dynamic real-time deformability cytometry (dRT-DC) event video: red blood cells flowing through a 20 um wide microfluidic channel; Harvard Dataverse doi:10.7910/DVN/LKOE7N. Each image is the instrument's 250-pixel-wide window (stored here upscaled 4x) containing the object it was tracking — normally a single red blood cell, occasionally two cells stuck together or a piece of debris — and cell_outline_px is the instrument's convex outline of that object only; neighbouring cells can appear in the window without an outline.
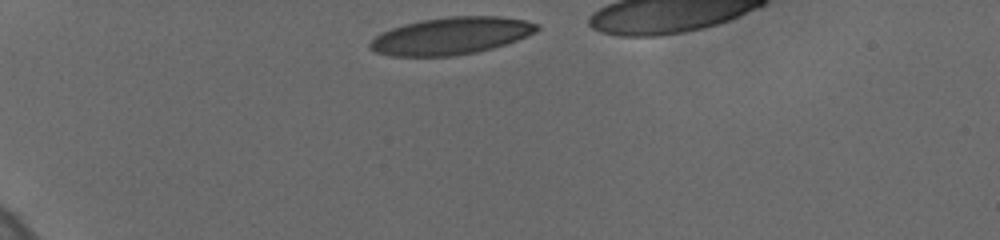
{"species": "human", "species_latin": "Homo sapiens", "temperature_condition": "cold", "stored_images_in_passage": 7, "segment_of_instrument_passage": [1, 2], "camera_frame_rate_fps": 3000, "um_per_image_px": 0.085, "donor": {"sex": "female"}, "frame": {"image": 1, "passage_image": 1, "time_ms": 0.0, "image_size_px": [1000, 240], "cell_outline_px": [[540, 28], [536, 32], [516, 40], [492, 48], [476, 52], [452, 56], [388, 56], [376, 52], [368, 48], [368, 44], [376, 36], [392, 28], [404, 24], [420, 20], [448, 16], [500, 16], [524, 20], [536, 24]], "centroid_in_image_um": [38.31, 3.05], "position_along_channel_um": 46.7, "area_um2": 36.07}}
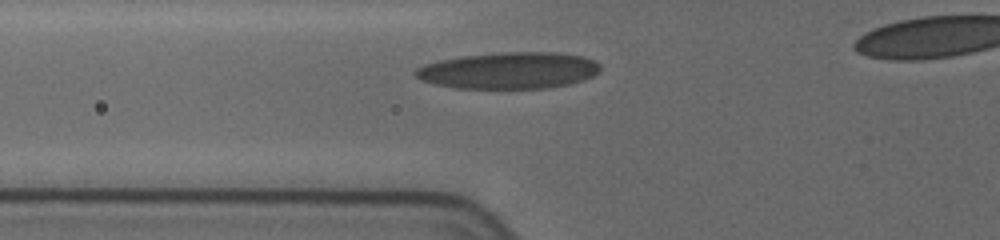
{"frame": {"image": 2, "passage_image": 6, "time_ms": 2.333, "image_size_px": [1000, 240], "cell_outline_px": [[600, 72], [584, 80], [568, 84], [548, 88], [456, 88], [436, 84], [424, 80], [416, 76], [412, 72], [416, 68], [424, 64], [440, 60], [460, 56], [500, 52], [556, 52], [584, 56], [596, 60], [600, 64]], "centroid_in_image_um": [43.3, 5.98], "position_along_channel_um": 82.5, "area_um2": 39.59}}